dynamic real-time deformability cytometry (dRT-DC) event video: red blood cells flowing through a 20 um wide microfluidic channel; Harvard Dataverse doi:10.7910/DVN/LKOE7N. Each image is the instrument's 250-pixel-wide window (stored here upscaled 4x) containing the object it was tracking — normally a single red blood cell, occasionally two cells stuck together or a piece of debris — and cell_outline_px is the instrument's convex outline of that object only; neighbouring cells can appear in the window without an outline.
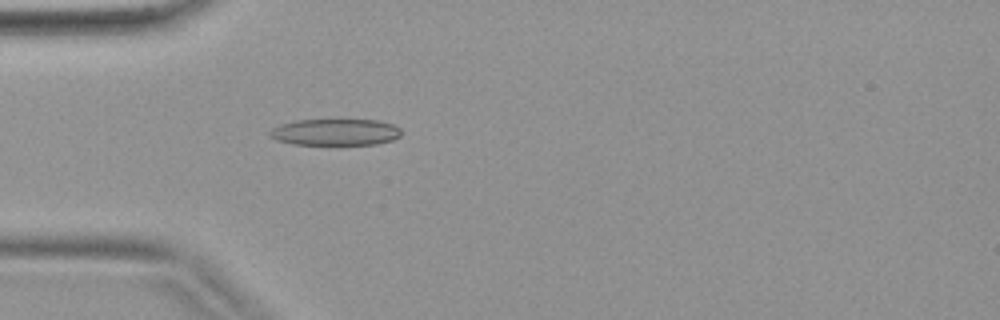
{"species": "common noctule bat (a hibernating species)", "species_latin": "Nyctalus noctula", "temperature_condition": "warm", "stored_images_in_passage": 40, "camera_frame_rate_fps": 3000, "um_per_image_px": 0.085, "animal": {"sex": "female", "body_mass_g": 19.9}, "frame": {"image": 1, "passage_image": 12, "time_ms": 3.667, "image_size_px": [1000, 320], "cell_outline_px": [[400, 136], [392, 140], [376, 144], [336, 148], [292, 144], [276, 140], [268, 136], [268, 132], [272, 128], [280, 124], [296, 120], [376, 120], [392, 124], [400, 128]], "centroid_in_image_um": [28.46, 11.29], "position_along_channel_um": 56.5, "area_um2": 21.5}}
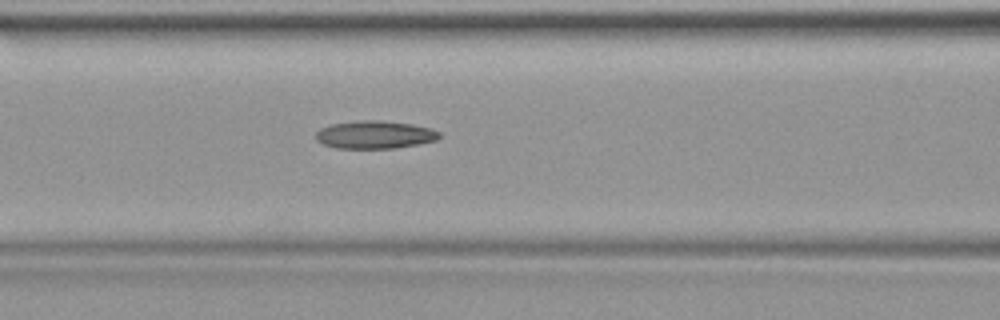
{"frame": {"image": 2, "passage_image": 17, "time_ms": 5.333, "image_size_px": [1000, 320], "cell_outline_px": [[440, 136], [436, 140], [420, 144], [396, 148], [336, 148], [324, 144], [316, 140], [316, 132], [320, 128], [332, 124], [360, 120], [380, 120], [412, 124], [432, 128], [440, 132]], "centroid_in_image_um": [31.88, 11.45], "position_along_channel_um": 134.7, "area_um2": 20.11}}
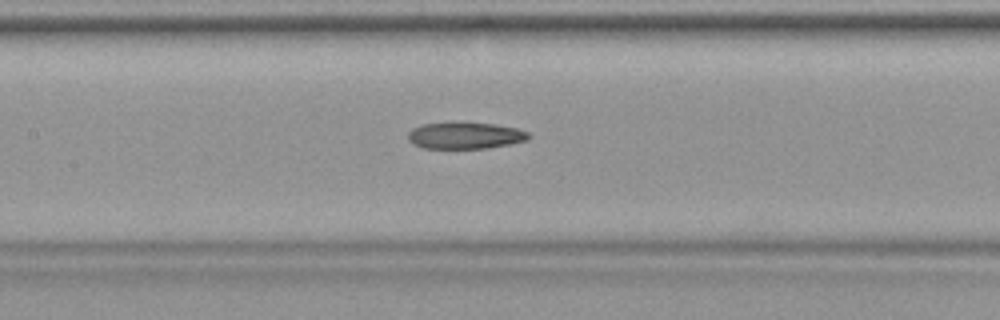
{"frame": {"image": 3, "passage_image": 19, "time_ms": 6.0, "image_size_px": [1000, 320], "cell_outline_px": [[532, 136], [528, 140], [488, 148], [420, 148], [412, 144], [408, 140], [408, 132], [412, 128], [420, 124], [464, 120], [496, 124], [516, 128], [528, 132]], "centroid_in_image_um": [39.5, 11.48], "position_along_channel_um": 167.9, "area_um2": 19.48}}